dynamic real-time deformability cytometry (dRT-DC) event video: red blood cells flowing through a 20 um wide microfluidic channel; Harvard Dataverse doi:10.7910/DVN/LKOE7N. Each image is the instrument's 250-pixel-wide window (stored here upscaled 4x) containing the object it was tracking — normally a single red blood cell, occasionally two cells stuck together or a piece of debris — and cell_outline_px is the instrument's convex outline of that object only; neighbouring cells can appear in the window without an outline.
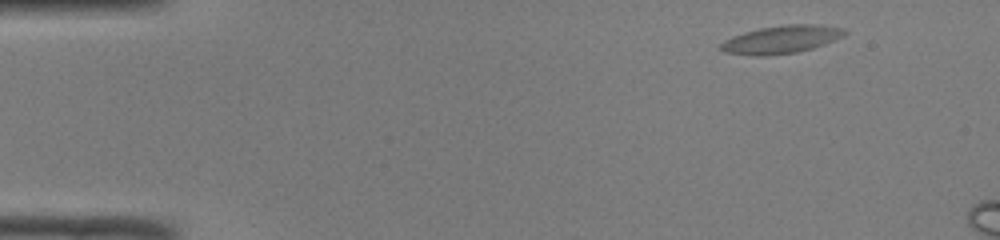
{"species": "common noctule bat (a hibernating species)", "species_latin": "Nyctalus noctula", "temperature_condition": "room temperature", "stored_images_in_passage": 7, "camera_frame_rate_fps": 3000, "um_per_image_px": 0.085, "animal": {"sex": "male", "body_mass_g": 19.0, "forearm_length_mm": 50.8}, "frame": {"image": 1, "passage_image": 3, "time_ms": 0.667, "image_size_px": [1000, 240], "cell_outline_px": [[848, 32], [844, 36], [824, 44], [812, 48], [796, 52], [764, 56], [756, 56], [724, 52], [716, 48], [724, 40], [732, 36], [744, 32], [760, 28], [784, 24], [816, 24], [844, 28]], "centroid_in_image_um": [66.39, 3.35], "position_along_channel_um": 18.6, "area_um2": 20.29}}